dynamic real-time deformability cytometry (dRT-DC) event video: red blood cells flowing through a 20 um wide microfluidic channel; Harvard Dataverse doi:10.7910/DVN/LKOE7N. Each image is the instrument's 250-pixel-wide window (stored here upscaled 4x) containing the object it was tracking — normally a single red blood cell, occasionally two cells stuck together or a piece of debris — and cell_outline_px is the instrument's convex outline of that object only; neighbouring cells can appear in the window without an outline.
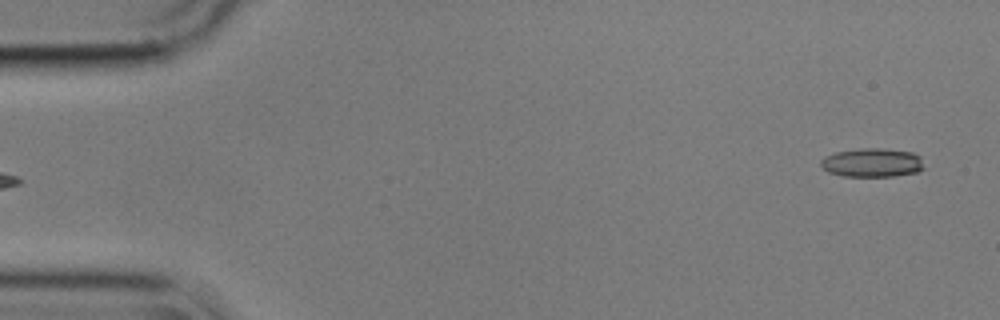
{"species": "common noctule bat (a hibernating species)", "species_latin": "Nyctalus noctula", "temperature_condition": "cold", "stored_images_in_passage": 54, "camera_frame_rate_fps": 3000, "um_per_image_px": 0.085, "animal": {"sex": "male", "body_mass_g": 17.9}, "frame": {"image": 1, "passage_image": 1, "time_ms": 0.0, "image_size_px": [1000, 320], "cell_outline_px": [[924, 168], [916, 172], [892, 176], [844, 176], [828, 172], [820, 164], [820, 160], [824, 156], [836, 152], [860, 148], [880, 148], [912, 152], [920, 156]], "centroid_in_image_um": [74.12, 13.82], "position_along_channel_um": 10.9, "area_um2": 17.28}}
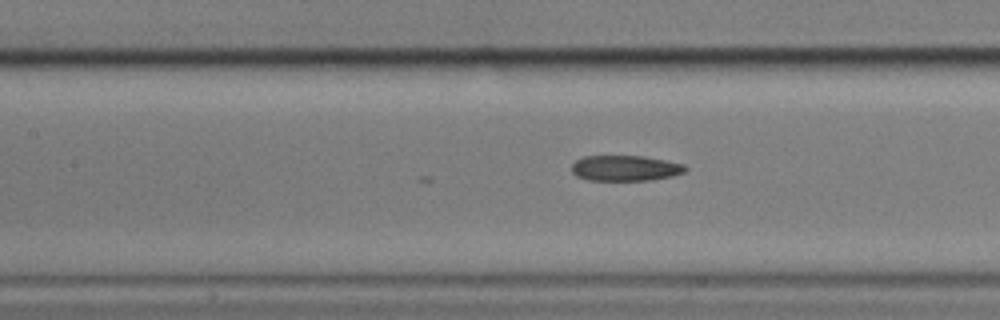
{"frame": {"image": 2, "passage_image": 23, "time_ms": 7.333, "image_size_px": [1000, 320], "cell_outline_px": [[688, 168], [684, 172], [672, 176], [652, 180], [588, 180], [576, 176], [572, 172], [572, 164], [576, 160], [584, 156], [644, 156], [684, 164]], "centroid_in_image_um": [53.14, 14.29], "position_along_channel_um": 154.3, "area_um2": 16.94}}
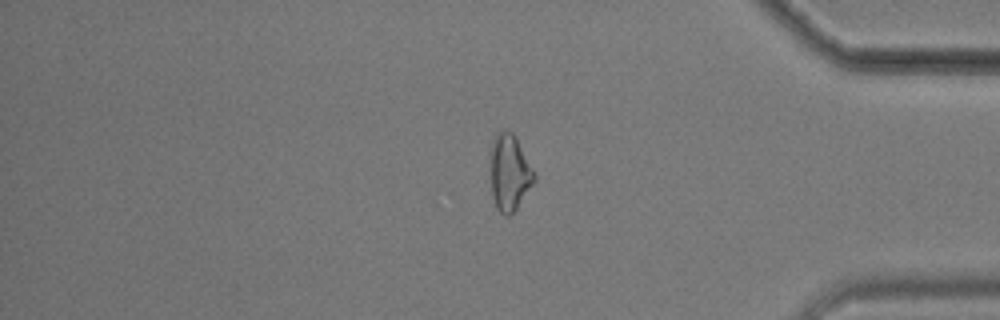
{"frame": {"image": 3, "passage_image": 45, "time_ms": 14.667, "image_size_px": [1000, 320], "cell_outline_px": [[536, 180], [516, 208], [508, 216], [504, 216], [496, 208], [492, 196], [488, 156], [492, 140], [496, 132], [504, 128], [512, 132], [516, 136], [536, 176]], "centroid_in_image_um": [43.25, 14.61], "position_along_channel_um": 391.9, "area_um2": 20.06}, "authors_computed_cell_mechanics": {"area_um2": 17.7157, "velocity_mm_per_s": 3.5774, "shape_relaxation_time_tau1_ms": null, "shape_relaxation_time_tau2_ms": 2.8509, "deformation_change_tau1": null, "deformation_change_tau2": 0.1144}}